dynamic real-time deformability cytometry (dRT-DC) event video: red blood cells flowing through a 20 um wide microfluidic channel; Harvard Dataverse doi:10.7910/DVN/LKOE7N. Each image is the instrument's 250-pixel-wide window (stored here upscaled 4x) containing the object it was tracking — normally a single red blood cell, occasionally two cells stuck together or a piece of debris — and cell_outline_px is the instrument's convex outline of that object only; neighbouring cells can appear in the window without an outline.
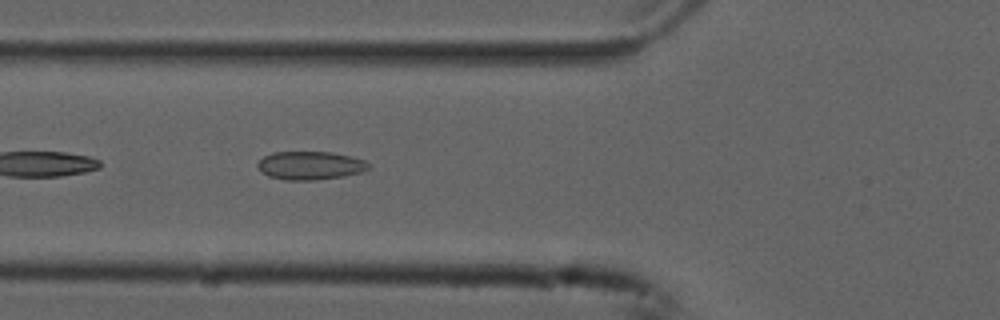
{"species": "common noctule bat (a hibernating species)", "species_latin": "Nyctalus noctula", "temperature_condition": "cold", "stored_images_in_passage": 52, "camera_frame_rate_fps": 3000, "um_per_image_px": 0.085, "animal": {"sex": "male", "forearm_length_mm": 52.5}, "frame": {"image": 1, "passage_image": 18, "time_ms": 5.667, "image_size_px": [1000, 320], "cell_outline_px": [[368, 168], [360, 172], [344, 176], [312, 180], [284, 180], [268, 176], [260, 172], [256, 164], [264, 156], [272, 152], [332, 152], [352, 156], [364, 160], [368, 164]], "centroid_in_image_um": [26.32, 14.06], "position_along_channel_um": 99.5, "area_um2": 18.32}}
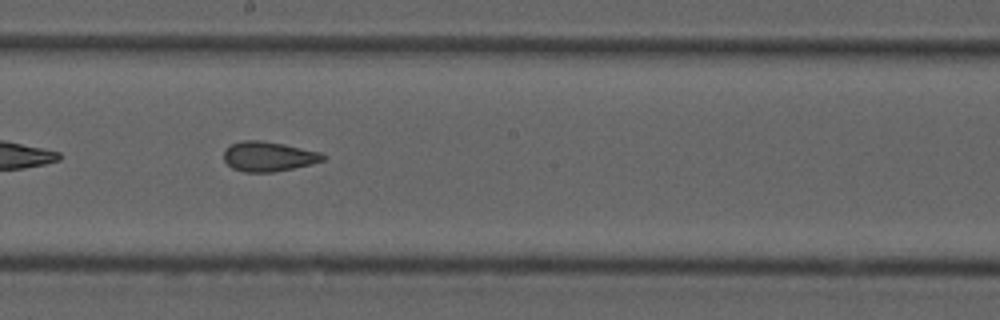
{"frame": {"image": 2, "passage_image": 28, "time_ms": 9.0, "image_size_px": [1000, 320], "cell_outline_px": [[328, 156], [324, 160], [292, 168], [272, 172], [244, 172], [232, 168], [224, 160], [224, 152], [232, 144], [244, 140], [260, 140], [284, 144], [320, 152]], "centroid_in_image_um": [22.82, 13.3], "position_along_channel_um": 225.4, "area_um2": 16.99}}
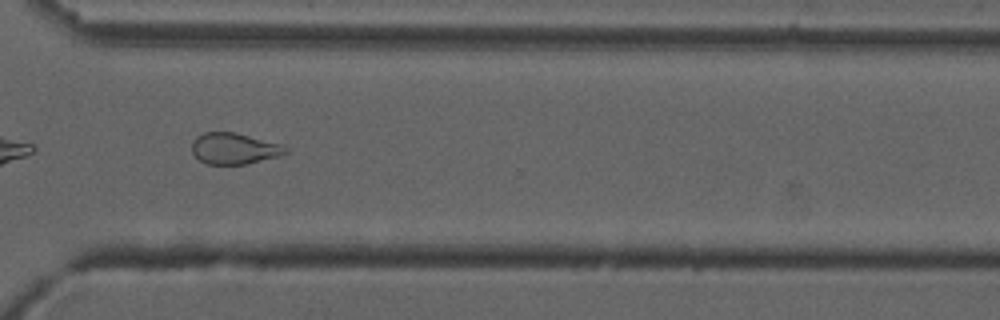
{"frame": {"image": 3, "passage_image": 38, "time_ms": 12.333, "image_size_px": [1000, 320], "cell_outline_px": [[288, 152], [280, 156], [244, 164], [208, 164], [200, 160], [192, 152], [192, 140], [196, 136], [204, 132], [236, 132], [284, 144], [288, 148]], "centroid_in_image_um": [19.94, 12.61], "position_along_channel_um": 350.7, "area_um2": 17.22}, "authors_computed_cell_mechanics": {"area_um2": 19.363, "velocity_mm_per_s": 3.7639, "shape_relaxation_time_tau1_ms": null, "shape_relaxation_time_tau2_ms": 2.0809, "deformation_change_tau1": null, "deformation_change_tau2": 0.0831}}